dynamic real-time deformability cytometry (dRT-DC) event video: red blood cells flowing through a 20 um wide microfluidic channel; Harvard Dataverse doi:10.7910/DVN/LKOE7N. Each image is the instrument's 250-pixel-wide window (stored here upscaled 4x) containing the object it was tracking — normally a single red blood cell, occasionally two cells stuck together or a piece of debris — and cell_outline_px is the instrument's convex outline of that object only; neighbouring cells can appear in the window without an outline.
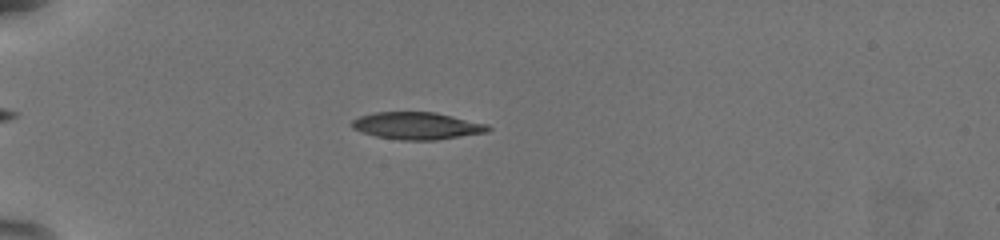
{"species": "common noctule bat (a hibernating species)", "species_latin": "Nyctalus noctula", "temperature_condition": "warm", "stored_images_in_passage": 58, "camera_frame_rate_fps": 3000, "um_per_image_px": 0.085, "animal": {"sex": "female", "body_mass_g": 19.5, "forearm_length_mm": 54.1}, "frame": {"image": 1, "passage_image": 19, "time_ms": 6.0, "image_size_px": [1000, 240], "cell_outline_px": [[492, 128], [488, 132], [436, 140], [400, 140], [376, 136], [352, 128], [352, 120], [360, 116], [376, 112], [436, 112], [488, 124]], "centroid_in_image_um": [35.49, 10.69], "position_along_channel_um": 49.5, "area_um2": 21.56}}
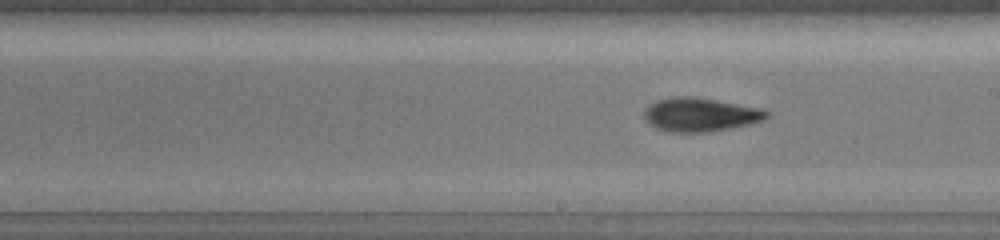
{"frame": {"image": 2, "passage_image": 36, "time_ms": 11.667, "image_size_px": [1000, 240], "cell_outline_px": [[772, 112], [764, 120], [748, 124], [708, 132], [668, 132], [656, 128], [648, 124], [644, 116], [644, 112], [652, 104], [660, 100], [676, 96], [692, 96], [716, 100], [760, 108]], "centroid_in_image_um": [59.54, 9.75], "position_along_channel_um": 229.5, "area_um2": 23.81}}
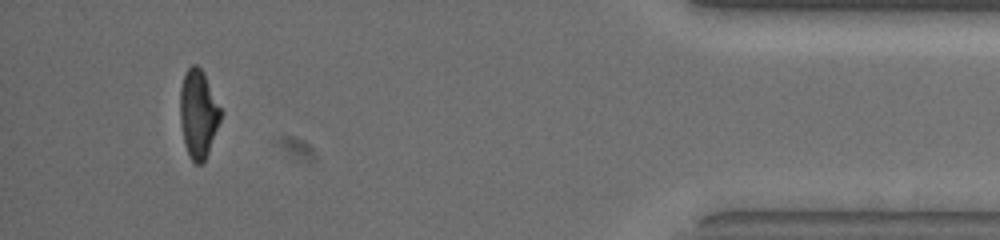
{"frame": {"image": 3, "passage_image": 55, "time_ms": 18.0, "image_size_px": [1000, 240], "cell_outline_px": [[220, 120], [208, 152], [204, 160], [200, 164], [196, 164], [188, 156], [184, 144], [180, 124], [180, 88], [184, 76], [188, 68], [192, 64], [196, 64], [204, 72], [220, 108]], "centroid_in_image_um": [16.82, 9.67], "position_along_channel_um": 418.4, "area_um2": 20.63}, "authors_computed_cell_mechanics": {"area_um2": 21.6461, "velocity_mm_per_s": 3.7961, "shape_relaxation_time_tau1_ms": 4.9141, "shape_relaxation_time_tau2_ms": 2.4712, "deformation_change_tau1": 0.1887, "deformation_change_tau2": 0.0949}}